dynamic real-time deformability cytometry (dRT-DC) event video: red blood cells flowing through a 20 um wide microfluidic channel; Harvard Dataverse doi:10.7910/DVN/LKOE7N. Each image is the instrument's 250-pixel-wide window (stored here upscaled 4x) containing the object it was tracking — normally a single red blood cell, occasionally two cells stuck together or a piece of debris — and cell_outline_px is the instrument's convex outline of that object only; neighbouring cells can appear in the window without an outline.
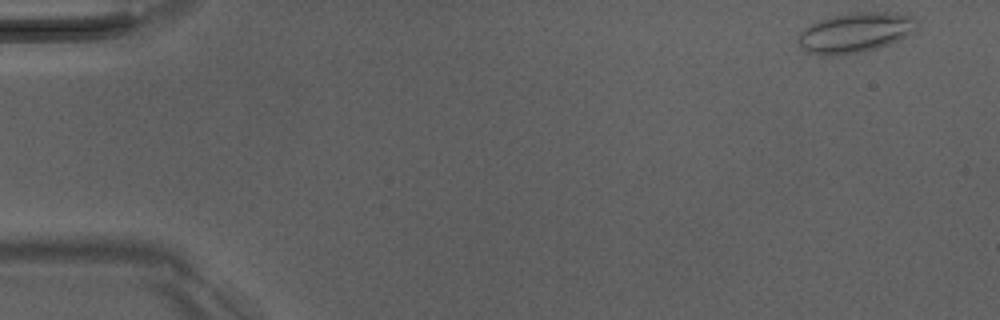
{"species": "Egyptian fruit bat (a non-hibernating species)", "species_latin": "Rousettus aegyptiacus", "temperature_condition": "room temperature", "stored_images_in_passage": 49, "camera_frame_rate_fps": 3000, "um_per_image_px": 0.085, "animal": {"sex": "male"}, "frame": {"image": 1, "passage_image": 1, "time_ms": 0.0, "image_size_px": [1000, 320], "cell_outline_px": [[916, 28], [904, 36], [888, 44], [864, 52], [832, 56], [808, 52], [800, 48], [796, 40], [800, 32], [804, 28], [820, 20], [848, 12], [896, 12], [912, 16]], "centroid_in_image_um": [72.63, 2.77], "position_along_channel_um": 12.4, "area_um2": 27.4}}
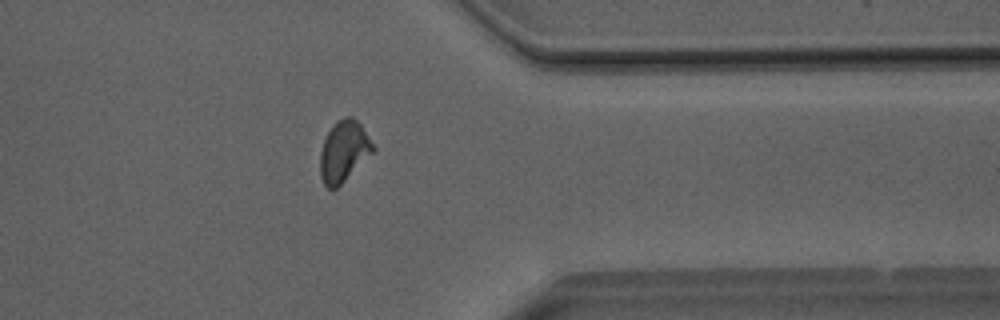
{"frame": {"image": 2, "passage_image": 39, "time_ms": 12.667, "image_size_px": [1000, 320], "cell_outline_px": [[376, 152], [336, 188], [328, 188], [324, 184], [320, 176], [320, 152], [324, 140], [332, 124], [336, 120], [344, 116], [352, 116], [360, 124], [376, 148]], "centroid_in_image_um": [29.24, 12.85], "position_along_channel_um": 382.2, "area_um2": 19.02}}
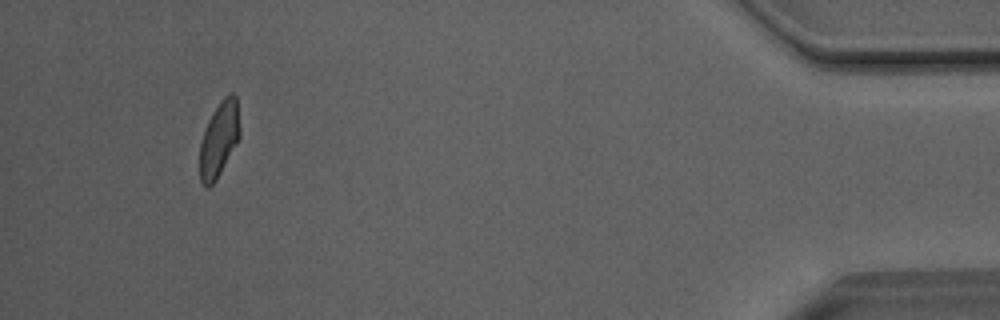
{"frame": {"image": 3, "passage_image": 46, "time_ms": 15.0, "image_size_px": [1000, 320], "cell_outline_px": [[240, 136], [216, 180], [208, 188], [200, 180], [200, 144], [208, 120], [212, 112], [220, 100], [224, 96], [232, 92], [236, 96], [240, 128]], "centroid_in_image_um": [18.62, 11.8], "position_along_channel_um": 416.6, "area_um2": 17.34}, "authors_computed_cell_mechanics": {"area_um2": 18.4382, "velocity_mm_per_s": 4.0506, "shape_relaxation_time_tau1_ms": null, "shape_relaxation_time_tau2_ms": 1.3527, "deformation_change_tau1": null, "deformation_change_tau2": 0.0632}}